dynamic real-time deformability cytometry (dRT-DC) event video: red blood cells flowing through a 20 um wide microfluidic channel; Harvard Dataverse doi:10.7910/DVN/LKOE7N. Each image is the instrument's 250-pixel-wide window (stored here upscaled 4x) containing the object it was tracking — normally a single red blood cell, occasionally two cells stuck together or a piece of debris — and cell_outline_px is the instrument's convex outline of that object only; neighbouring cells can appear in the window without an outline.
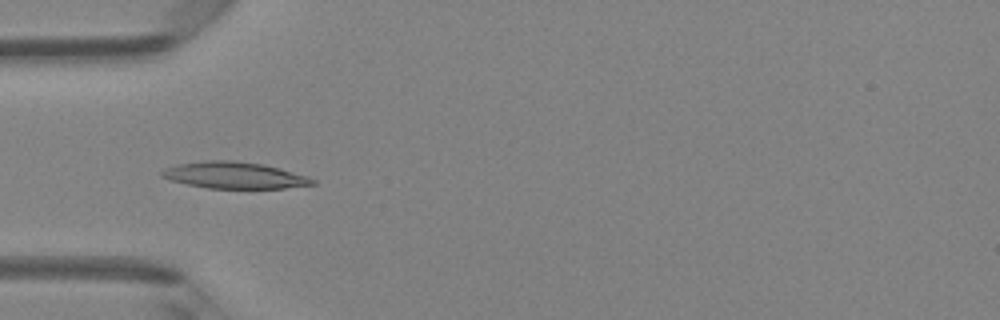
{"species": "Egyptian fruit bat (a non-hibernating species)", "species_latin": "Rousettus aegyptiacus", "temperature_condition": "room temperature", "stored_images_in_passage": 5, "camera_frame_rate_fps": 3000, "um_per_image_px": 0.085, "animal": {"sex": "female"}, "frame": {"image": 1, "passage_image": 4, "time_ms": 1.0, "image_size_px": [1000, 320], "cell_outline_px": [[316, 184], [284, 188], [208, 188], [188, 184], [172, 180], [160, 176], [160, 172], [164, 168], [180, 164], [204, 160], [232, 160], [264, 164], [280, 168], [308, 176], [316, 180]], "centroid_in_image_um": [19.95, 14.89], "position_along_channel_um": 65.1, "area_um2": 23.29}}
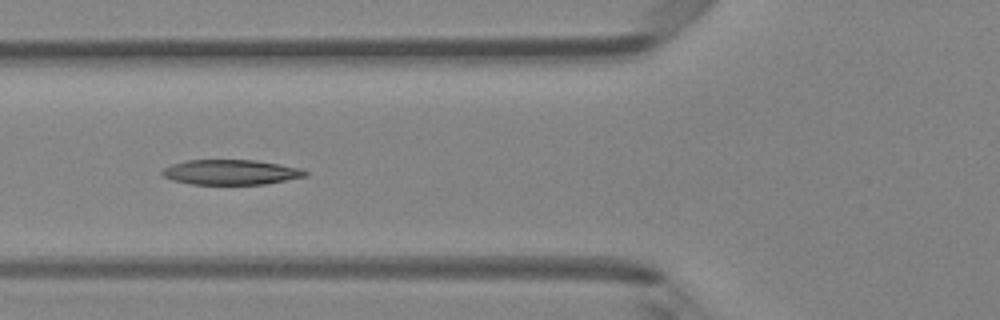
{"frame": {"image": 2, "passage_image": 5, "time_ms": 1.333, "image_size_px": [1000, 320], "cell_outline_px": [[308, 176], [264, 184], [192, 184], [172, 180], [164, 176], [160, 172], [164, 168], [172, 164], [184, 160], [256, 160], [304, 168], [308, 172]], "centroid_in_image_um": [19.66, 14.63], "position_along_channel_um": 106.1, "area_um2": 20.98}}